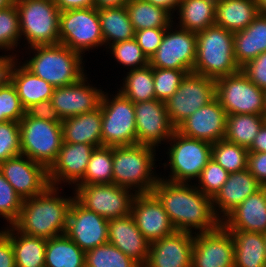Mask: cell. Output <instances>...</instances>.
<instances>
[{"label": "cell", "instance_id": "7a4b0ae2", "mask_svg": "<svg viewBox=\"0 0 266 267\" xmlns=\"http://www.w3.org/2000/svg\"><path fill=\"white\" fill-rule=\"evenodd\" d=\"M58 191L59 187L49 186L43 193L24 199L13 226L23 234L44 239L65 234L75 196L59 197Z\"/></svg>", "mask_w": 266, "mask_h": 267}, {"label": "cell", "instance_id": "f907efd6", "mask_svg": "<svg viewBox=\"0 0 266 267\" xmlns=\"http://www.w3.org/2000/svg\"><path fill=\"white\" fill-rule=\"evenodd\" d=\"M241 70L258 88L266 89V52L248 62Z\"/></svg>", "mask_w": 266, "mask_h": 267}, {"label": "cell", "instance_id": "ac0fdd59", "mask_svg": "<svg viewBox=\"0 0 266 267\" xmlns=\"http://www.w3.org/2000/svg\"><path fill=\"white\" fill-rule=\"evenodd\" d=\"M137 144L156 148L176 130L171 124L164 101L153 99L134 103Z\"/></svg>", "mask_w": 266, "mask_h": 267}, {"label": "cell", "instance_id": "5b68a950", "mask_svg": "<svg viewBox=\"0 0 266 267\" xmlns=\"http://www.w3.org/2000/svg\"><path fill=\"white\" fill-rule=\"evenodd\" d=\"M154 153V147L142 144L112 147L113 184L133 187L136 194L151 193L159 179L152 171Z\"/></svg>", "mask_w": 266, "mask_h": 267}, {"label": "cell", "instance_id": "f35d334b", "mask_svg": "<svg viewBox=\"0 0 266 267\" xmlns=\"http://www.w3.org/2000/svg\"><path fill=\"white\" fill-rule=\"evenodd\" d=\"M113 184L112 147L101 146L93 150L83 179L77 185Z\"/></svg>", "mask_w": 266, "mask_h": 267}, {"label": "cell", "instance_id": "277c9868", "mask_svg": "<svg viewBox=\"0 0 266 267\" xmlns=\"http://www.w3.org/2000/svg\"><path fill=\"white\" fill-rule=\"evenodd\" d=\"M35 56L23 64L28 70L54 88L68 86L85 76L81 54L58 43L33 46Z\"/></svg>", "mask_w": 266, "mask_h": 267}, {"label": "cell", "instance_id": "30bf717a", "mask_svg": "<svg viewBox=\"0 0 266 267\" xmlns=\"http://www.w3.org/2000/svg\"><path fill=\"white\" fill-rule=\"evenodd\" d=\"M59 43L79 54L102 46L104 40L98 9L91 7L60 11Z\"/></svg>", "mask_w": 266, "mask_h": 267}, {"label": "cell", "instance_id": "1f68e13d", "mask_svg": "<svg viewBox=\"0 0 266 267\" xmlns=\"http://www.w3.org/2000/svg\"><path fill=\"white\" fill-rule=\"evenodd\" d=\"M1 230L10 240L14 250L16 267H45L47 239L33 237L18 231L13 225ZM15 231H17L15 233ZM17 234V235H16Z\"/></svg>", "mask_w": 266, "mask_h": 267}, {"label": "cell", "instance_id": "44dd1931", "mask_svg": "<svg viewBox=\"0 0 266 267\" xmlns=\"http://www.w3.org/2000/svg\"><path fill=\"white\" fill-rule=\"evenodd\" d=\"M85 82L87 77L83 76L74 84L54 89L51 101L61 120L90 112L100 106L102 90Z\"/></svg>", "mask_w": 266, "mask_h": 267}, {"label": "cell", "instance_id": "91938a15", "mask_svg": "<svg viewBox=\"0 0 266 267\" xmlns=\"http://www.w3.org/2000/svg\"><path fill=\"white\" fill-rule=\"evenodd\" d=\"M95 8H116L125 7L129 0H94Z\"/></svg>", "mask_w": 266, "mask_h": 267}, {"label": "cell", "instance_id": "ab89813d", "mask_svg": "<svg viewBox=\"0 0 266 267\" xmlns=\"http://www.w3.org/2000/svg\"><path fill=\"white\" fill-rule=\"evenodd\" d=\"M248 149L235 143L219 140L212 144V156L228 173L247 169Z\"/></svg>", "mask_w": 266, "mask_h": 267}, {"label": "cell", "instance_id": "f546056e", "mask_svg": "<svg viewBox=\"0 0 266 267\" xmlns=\"http://www.w3.org/2000/svg\"><path fill=\"white\" fill-rule=\"evenodd\" d=\"M257 15L256 0H217L215 25L235 33L244 30Z\"/></svg>", "mask_w": 266, "mask_h": 267}, {"label": "cell", "instance_id": "9a60e30c", "mask_svg": "<svg viewBox=\"0 0 266 267\" xmlns=\"http://www.w3.org/2000/svg\"><path fill=\"white\" fill-rule=\"evenodd\" d=\"M194 234L191 267H234V241L222 224L214 231Z\"/></svg>", "mask_w": 266, "mask_h": 267}, {"label": "cell", "instance_id": "52a82bcc", "mask_svg": "<svg viewBox=\"0 0 266 267\" xmlns=\"http://www.w3.org/2000/svg\"><path fill=\"white\" fill-rule=\"evenodd\" d=\"M21 155L44 165L56 161L63 143L61 122L25 116L19 121Z\"/></svg>", "mask_w": 266, "mask_h": 267}, {"label": "cell", "instance_id": "ba28073f", "mask_svg": "<svg viewBox=\"0 0 266 267\" xmlns=\"http://www.w3.org/2000/svg\"><path fill=\"white\" fill-rule=\"evenodd\" d=\"M102 146H131L137 144L134 103L120 91L109 99L102 94Z\"/></svg>", "mask_w": 266, "mask_h": 267}, {"label": "cell", "instance_id": "60d3db41", "mask_svg": "<svg viewBox=\"0 0 266 267\" xmlns=\"http://www.w3.org/2000/svg\"><path fill=\"white\" fill-rule=\"evenodd\" d=\"M85 267H142L110 243L85 252Z\"/></svg>", "mask_w": 266, "mask_h": 267}, {"label": "cell", "instance_id": "836d02e7", "mask_svg": "<svg viewBox=\"0 0 266 267\" xmlns=\"http://www.w3.org/2000/svg\"><path fill=\"white\" fill-rule=\"evenodd\" d=\"M217 0H182L179 6L180 28L198 33L215 25Z\"/></svg>", "mask_w": 266, "mask_h": 267}, {"label": "cell", "instance_id": "e0dca14e", "mask_svg": "<svg viewBox=\"0 0 266 267\" xmlns=\"http://www.w3.org/2000/svg\"><path fill=\"white\" fill-rule=\"evenodd\" d=\"M65 234L86 252L108 243V220L74 199Z\"/></svg>", "mask_w": 266, "mask_h": 267}, {"label": "cell", "instance_id": "7c38bea8", "mask_svg": "<svg viewBox=\"0 0 266 267\" xmlns=\"http://www.w3.org/2000/svg\"><path fill=\"white\" fill-rule=\"evenodd\" d=\"M216 98L227 115H263L264 90L258 88L249 78L239 71L236 74L215 80Z\"/></svg>", "mask_w": 266, "mask_h": 267}, {"label": "cell", "instance_id": "ee69618b", "mask_svg": "<svg viewBox=\"0 0 266 267\" xmlns=\"http://www.w3.org/2000/svg\"><path fill=\"white\" fill-rule=\"evenodd\" d=\"M109 48L117 62L127 67L130 66L131 70L149 65V59L135 38L111 44Z\"/></svg>", "mask_w": 266, "mask_h": 267}, {"label": "cell", "instance_id": "5bb4252c", "mask_svg": "<svg viewBox=\"0 0 266 267\" xmlns=\"http://www.w3.org/2000/svg\"><path fill=\"white\" fill-rule=\"evenodd\" d=\"M169 26L155 54L150 58L152 68L185 70L193 72L197 54L196 33L179 28L173 32ZM172 30V32L170 31Z\"/></svg>", "mask_w": 266, "mask_h": 267}, {"label": "cell", "instance_id": "2e32d148", "mask_svg": "<svg viewBox=\"0 0 266 267\" xmlns=\"http://www.w3.org/2000/svg\"><path fill=\"white\" fill-rule=\"evenodd\" d=\"M0 173L23 200L43 193L50 186L48 169L24 155L1 163Z\"/></svg>", "mask_w": 266, "mask_h": 267}, {"label": "cell", "instance_id": "4fadbf2b", "mask_svg": "<svg viewBox=\"0 0 266 267\" xmlns=\"http://www.w3.org/2000/svg\"><path fill=\"white\" fill-rule=\"evenodd\" d=\"M75 187V199L86 209L107 220L131 214L136 193H131L128 188L116 184H89Z\"/></svg>", "mask_w": 266, "mask_h": 267}, {"label": "cell", "instance_id": "b9f144b4", "mask_svg": "<svg viewBox=\"0 0 266 267\" xmlns=\"http://www.w3.org/2000/svg\"><path fill=\"white\" fill-rule=\"evenodd\" d=\"M21 37L19 13L15 3L0 10V49L17 48Z\"/></svg>", "mask_w": 266, "mask_h": 267}, {"label": "cell", "instance_id": "bcb514c9", "mask_svg": "<svg viewBox=\"0 0 266 267\" xmlns=\"http://www.w3.org/2000/svg\"><path fill=\"white\" fill-rule=\"evenodd\" d=\"M228 176L229 173L211 158L201 171L197 188L213 199L227 181Z\"/></svg>", "mask_w": 266, "mask_h": 267}, {"label": "cell", "instance_id": "c3c4849f", "mask_svg": "<svg viewBox=\"0 0 266 267\" xmlns=\"http://www.w3.org/2000/svg\"><path fill=\"white\" fill-rule=\"evenodd\" d=\"M23 199L20 197L0 173V215L10 225H13L19 218Z\"/></svg>", "mask_w": 266, "mask_h": 267}, {"label": "cell", "instance_id": "6f0895ef", "mask_svg": "<svg viewBox=\"0 0 266 267\" xmlns=\"http://www.w3.org/2000/svg\"><path fill=\"white\" fill-rule=\"evenodd\" d=\"M16 56H0V86L8 80L9 69Z\"/></svg>", "mask_w": 266, "mask_h": 267}, {"label": "cell", "instance_id": "11a10c76", "mask_svg": "<svg viewBox=\"0 0 266 267\" xmlns=\"http://www.w3.org/2000/svg\"><path fill=\"white\" fill-rule=\"evenodd\" d=\"M60 11L95 7L94 0H53Z\"/></svg>", "mask_w": 266, "mask_h": 267}, {"label": "cell", "instance_id": "3957f363", "mask_svg": "<svg viewBox=\"0 0 266 267\" xmlns=\"http://www.w3.org/2000/svg\"><path fill=\"white\" fill-rule=\"evenodd\" d=\"M193 72L217 80L241 71L234 56V33L217 25L196 33Z\"/></svg>", "mask_w": 266, "mask_h": 267}, {"label": "cell", "instance_id": "d4e9b609", "mask_svg": "<svg viewBox=\"0 0 266 267\" xmlns=\"http://www.w3.org/2000/svg\"><path fill=\"white\" fill-rule=\"evenodd\" d=\"M262 187L248 169L229 173L227 181L212 199L215 215L222 222L249 195L256 193Z\"/></svg>", "mask_w": 266, "mask_h": 267}, {"label": "cell", "instance_id": "be15d7a7", "mask_svg": "<svg viewBox=\"0 0 266 267\" xmlns=\"http://www.w3.org/2000/svg\"><path fill=\"white\" fill-rule=\"evenodd\" d=\"M263 115L266 118V89L264 90V109H263Z\"/></svg>", "mask_w": 266, "mask_h": 267}, {"label": "cell", "instance_id": "8fae6325", "mask_svg": "<svg viewBox=\"0 0 266 267\" xmlns=\"http://www.w3.org/2000/svg\"><path fill=\"white\" fill-rule=\"evenodd\" d=\"M215 98V80L194 72L187 73L177 91L165 101L171 124L176 129L195 111Z\"/></svg>", "mask_w": 266, "mask_h": 267}, {"label": "cell", "instance_id": "8d00e7d4", "mask_svg": "<svg viewBox=\"0 0 266 267\" xmlns=\"http://www.w3.org/2000/svg\"><path fill=\"white\" fill-rule=\"evenodd\" d=\"M265 121L264 115H227L224 139L248 149Z\"/></svg>", "mask_w": 266, "mask_h": 267}, {"label": "cell", "instance_id": "f5cc1de1", "mask_svg": "<svg viewBox=\"0 0 266 267\" xmlns=\"http://www.w3.org/2000/svg\"><path fill=\"white\" fill-rule=\"evenodd\" d=\"M247 169L263 187H266V152H249Z\"/></svg>", "mask_w": 266, "mask_h": 267}, {"label": "cell", "instance_id": "680465c9", "mask_svg": "<svg viewBox=\"0 0 266 267\" xmlns=\"http://www.w3.org/2000/svg\"><path fill=\"white\" fill-rule=\"evenodd\" d=\"M145 1L150 2L151 4H153L157 7L165 9L170 13H171V11H172V13H174L173 11L177 10V8H179L182 0H145Z\"/></svg>", "mask_w": 266, "mask_h": 267}, {"label": "cell", "instance_id": "d6a6232c", "mask_svg": "<svg viewBox=\"0 0 266 267\" xmlns=\"http://www.w3.org/2000/svg\"><path fill=\"white\" fill-rule=\"evenodd\" d=\"M45 267H85V251L66 234L47 239Z\"/></svg>", "mask_w": 266, "mask_h": 267}, {"label": "cell", "instance_id": "603a6c76", "mask_svg": "<svg viewBox=\"0 0 266 267\" xmlns=\"http://www.w3.org/2000/svg\"><path fill=\"white\" fill-rule=\"evenodd\" d=\"M95 148L91 144L63 142L56 161L48 169L50 186L58 187L61 181L76 186L83 179Z\"/></svg>", "mask_w": 266, "mask_h": 267}, {"label": "cell", "instance_id": "9f6ffc18", "mask_svg": "<svg viewBox=\"0 0 266 267\" xmlns=\"http://www.w3.org/2000/svg\"><path fill=\"white\" fill-rule=\"evenodd\" d=\"M248 151L249 152H266V121L261 126L251 146L248 148Z\"/></svg>", "mask_w": 266, "mask_h": 267}, {"label": "cell", "instance_id": "9c48e42d", "mask_svg": "<svg viewBox=\"0 0 266 267\" xmlns=\"http://www.w3.org/2000/svg\"><path fill=\"white\" fill-rule=\"evenodd\" d=\"M169 165L171 175L167 181L187 183L199 178L201 171L212 156V144L206 141L183 136L176 130L169 138ZM194 178V179H193Z\"/></svg>", "mask_w": 266, "mask_h": 267}, {"label": "cell", "instance_id": "e7e4bbea", "mask_svg": "<svg viewBox=\"0 0 266 267\" xmlns=\"http://www.w3.org/2000/svg\"><path fill=\"white\" fill-rule=\"evenodd\" d=\"M264 240H265V257H266V234H264Z\"/></svg>", "mask_w": 266, "mask_h": 267}, {"label": "cell", "instance_id": "e575fe53", "mask_svg": "<svg viewBox=\"0 0 266 267\" xmlns=\"http://www.w3.org/2000/svg\"><path fill=\"white\" fill-rule=\"evenodd\" d=\"M104 45L135 37V29L125 7L98 9ZM112 40V41H111ZM110 41V42H109ZM112 42V43H111Z\"/></svg>", "mask_w": 266, "mask_h": 267}, {"label": "cell", "instance_id": "ffe728a7", "mask_svg": "<svg viewBox=\"0 0 266 267\" xmlns=\"http://www.w3.org/2000/svg\"><path fill=\"white\" fill-rule=\"evenodd\" d=\"M226 118L225 109L215 98L184 120L176 131L183 136L214 144L225 138Z\"/></svg>", "mask_w": 266, "mask_h": 267}, {"label": "cell", "instance_id": "484cf974", "mask_svg": "<svg viewBox=\"0 0 266 267\" xmlns=\"http://www.w3.org/2000/svg\"><path fill=\"white\" fill-rule=\"evenodd\" d=\"M221 224L227 230L266 234V187L249 195Z\"/></svg>", "mask_w": 266, "mask_h": 267}, {"label": "cell", "instance_id": "d6986e66", "mask_svg": "<svg viewBox=\"0 0 266 267\" xmlns=\"http://www.w3.org/2000/svg\"><path fill=\"white\" fill-rule=\"evenodd\" d=\"M131 215L149 243L176 231L163 205L152 192L136 194L132 203Z\"/></svg>", "mask_w": 266, "mask_h": 267}, {"label": "cell", "instance_id": "8992f818", "mask_svg": "<svg viewBox=\"0 0 266 267\" xmlns=\"http://www.w3.org/2000/svg\"><path fill=\"white\" fill-rule=\"evenodd\" d=\"M21 36L29 47L59 43L60 10L53 0H15Z\"/></svg>", "mask_w": 266, "mask_h": 267}, {"label": "cell", "instance_id": "d590c367", "mask_svg": "<svg viewBox=\"0 0 266 267\" xmlns=\"http://www.w3.org/2000/svg\"><path fill=\"white\" fill-rule=\"evenodd\" d=\"M126 9L135 31L173 25L172 13L145 0H129Z\"/></svg>", "mask_w": 266, "mask_h": 267}, {"label": "cell", "instance_id": "681fc988", "mask_svg": "<svg viewBox=\"0 0 266 267\" xmlns=\"http://www.w3.org/2000/svg\"><path fill=\"white\" fill-rule=\"evenodd\" d=\"M167 28H147L135 31V39L150 60L155 54Z\"/></svg>", "mask_w": 266, "mask_h": 267}, {"label": "cell", "instance_id": "f1b7e54d", "mask_svg": "<svg viewBox=\"0 0 266 267\" xmlns=\"http://www.w3.org/2000/svg\"><path fill=\"white\" fill-rule=\"evenodd\" d=\"M233 46L240 68L266 52V15L258 14L244 30L235 32Z\"/></svg>", "mask_w": 266, "mask_h": 267}, {"label": "cell", "instance_id": "f6af8a7d", "mask_svg": "<svg viewBox=\"0 0 266 267\" xmlns=\"http://www.w3.org/2000/svg\"><path fill=\"white\" fill-rule=\"evenodd\" d=\"M25 116L20 98L8 79L0 86V122H19Z\"/></svg>", "mask_w": 266, "mask_h": 267}, {"label": "cell", "instance_id": "94428289", "mask_svg": "<svg viewBox=\"0 0 266 267\" xmlns=\"http://www.w3.org/2000/svg\"><path fill=\"white\" fill-rule=\"evenodd\" d=\"M258 14L266 15V0H256Z\"/></svg>", "mask_w": 266, "mask_h": 267}, {"label": "cell", "instance_id": "db71d44e", "mask_svg": "<svg viewBox=\"0 0 266 267\" xmlns=\"http://www.w3.org/2000/svg\"><path fill=\"white\" fill-rule=\"evenodd\" d=\"M0 267H16L11 240L0 230Z\"/></svg>", "mask_w": 266, "mask_h": 267}, {"label": "cell", "instance_id": "6da1fadb", "mask_svg": "<svg viewBox=\"0 0 266 267\" xmlns=\"http://www.w3.org/2000/svg\"><path fill=\"white\" fill-rule=\"evenodd\" d=\"M152 193L163 205L176 231L192 233L195 229L204 233L221 225L213 210L212 198L195 185L174 183L159 177Z\"/></svg>", "mask_w": 266, "mask_h": 267}, {"label": "cell", "instance_id": "4dcf8cb0", "mask_svg": "<svg viewBox=\"0 0 266 267\" xmlns=\"http://www.w3.org/2000/svg\"><path fill=\"white\" fill-rule=\"evenodd\" d=\"M234 241V267H266L264 234L228 230Z\"/></svg>", "mask_w": 266, "mask_h": 267}, {"label": "cell", "instance_id": "cb8c5ba5", "mask_svg": "<svg viewBox=\"0 0 266 267\" xmlns=\"http://www.w3.org/2000/svg\"><path fill=\"white\" fill-rule=\"evenodd\" d=\"M108 243L117 247L142 267L146 264L150 243L136 226L131 214L108 220Z\"/></svg>", "mask_w": 266, "mask_h": 267}, {"label": "cell", "instance_id": "83f0119b", "mask_svg": "<svg viewBox=\"0 0 266 267\" xmlns=\"http://www.w3.org/2000/svg\"><path fill=\"white\" fill-rule=\"evenodd\" d=\"M18 59L11 63L8 79L14 85L23 108L26 110L33 104L51 99L54 87L28 70L24 65L16 64ZM18 65V67L16 66Z\"/></svg>", "mask_w": 266, "mask_h": 267}, {"label": "cell", "instance_id": "6125c7cd", "mask_svg": "<svg viewBox=\"0 0 266 267\" xmlns=\"http://www.w3.org/2000/svg\"><path fill=\"white\" fill-rule=\"evenodd\" d=\"M15 0H0V10L14 4Z\"/></svg>", "mask_w": 266, "mask_h": 267}, {"label": "cell", "instance_id": "4316f807", "mask_svg": "<svg viewBox=\"0 0 266 267\" xmlns=\"http://www.w3.org/2000/svg\"><path fill=\"white\" fill-rule=\"evenodd\" d=\"M102 113L100 106L95 110L63 119L61 122L63 142L84 143L102 146Z\"/></svg>", "mask_w": 266, "mask_h": 267}, {"label": "cell", "instance_id": "7402d4cb", "mask_svg": "<svg viewBox=\"0 0 266 267\" xmlns=\"http://www.w3.org/2000/svg\"><path fill=\"white\" fill-rule=\"evenodd\" d=\"M193 233L175 231L150 243V251L143 267H191Z\"/></svg>", "mask_w": 266, "mask_h": 267}, {"label": "cell", "instance_id": "7bdbcfd3", "mask_svg": "<svg viewBox=\"0 0 266 267\" xmlns=\"http://www.w3.org/2000/svg\"><path fill=\"white\" fill-rule=\"evenodd\" d=\"M187 73L185 70L153 68L155 99L165 102L172 97Z\"/></svg>", "mask_w": 266, "mask_h": 267}, {"label": "cell", "instance_id": "816d5d0a", "mask_svg": "<svg viewBox=\"0 0 266 267\" xmlns=\"http://www.w3.org/2000/svg\"><path fill=\"white\" fill-rule=\"evenodd\" d=\"M28 117L51 122H62L53 108L51 99L43 100L37 104H33L25 110Z\"/></svg>", "mask_w": 266, "mask_h": 267}, {"label": "cell", "instance_id": "74e56055", "mask_svg": "<svg viewBox=\"0 0 266 267\" xmlns=\"http://www.w3.org/2000/svg\"><path fill=\"white\" fill-rule=\"evenodd\" d=\"M124 79L125 83L119 91L133 103L155 99L153 68L150 65L130 69Z\"/></svg>", "mask_w": 266, "mask_h": 267}, {"label": "cell", "instance_id": "7dc6e473", "mask_svg": "<svg viewBox=\"0 0 266 267\" xmlns=\"http://www.w3.org/2000/svg\"><path fill=\"white\" fill-rule=\"evenodd\" d=\"M21 155L19 122H0V164Z\"/></svg>", "mask_w": 266, "mask_h": 267}]
</instances>
